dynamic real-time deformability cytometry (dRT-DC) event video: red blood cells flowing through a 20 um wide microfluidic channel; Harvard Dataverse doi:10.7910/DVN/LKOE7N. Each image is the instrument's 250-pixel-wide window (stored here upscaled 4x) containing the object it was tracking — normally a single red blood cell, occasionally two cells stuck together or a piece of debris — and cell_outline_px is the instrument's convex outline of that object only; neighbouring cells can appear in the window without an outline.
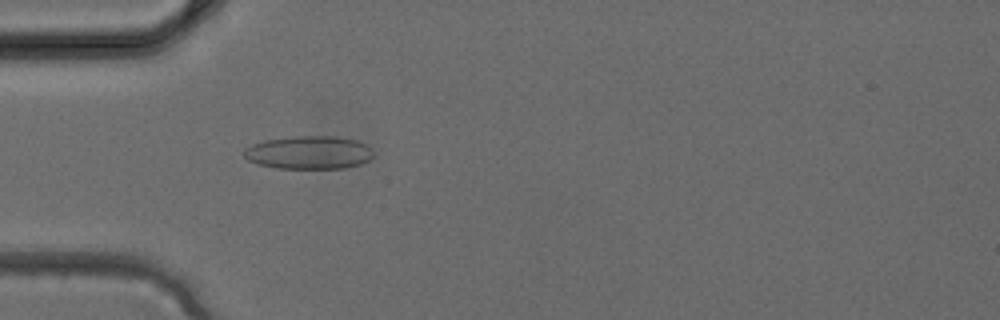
{"species": "common noctule bat (a hibernating species)", "species_latin": "Nyctalus noctula", "temperature_condition": "cold", "stored_images_in_passage": 3, "camera_frame_rate_fps": 3000, "um_per_image_px": 0.085, "animal": {"sex": "female", "body_mass_g": 24.6, "forearm_length_mm": 56.2}, "frame": {"image": 1, "passage_image": 3, "time_ms": 0.667, "image_size_px": [1000, 320], "cell_outline_px": [[372, 156], [368, 160], [360, 164], [344, 168], [276, 168], [260, 164], [248, 160], [244, 156], [244, 148], [252, 144], [264, 140], [292, 136], [336, 136], [356, 140], [368, 144], [372, 152]], "centroid_in_image_um": [26.25, 12.95], "position_along_channel_um": 58.7, "area_um2": 25.03}}